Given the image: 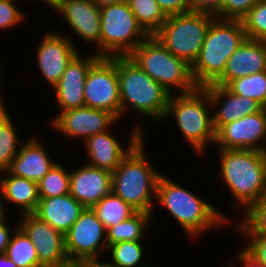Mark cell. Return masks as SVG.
<instances>
[{
	"label": "cell",
	"mask_w": 266,
	"mask_h": 267,
	"mask_svg": "<svg viewBox=\"0 0 266 267\" xmlns=\"http://www.w3.org/2000/svg\"><path fill=\"white\" fill-rule=\"evenodd\" d=\"M155 203L158 204L155 206L167 210L166 212L192 241H196L201 235L205 236V232L209 233L210 230L234 223V220L230 221L228 214L221 213L220 208H216L164 174L157 183Z\"/></svg>",
	"instance_id": "cell-1"
},
{
	"label": "cell",
	"mask_w": 266,
	"mask_h": 267,
	"mask_svg": "<svg viewBox=\"0 0 266 267\" xmlns=\"http://www.w3.org/2000/svg\"><path fill=\"white\" fill-rule=\"evenodd\" d=\"M218 149L217 175L235 198L234 209L244 213L266 193L265 152L252 149ZM241 207V208H240Z\"/></svg>",
	"instance_id": "cell-2"
},
{
	"label": "cell",
	"mask_w": 266,
	"mask_h": 267,
	"mask_svg": "<svg viewBox=\"0 0 266 267\" xmlns=\"http://www.w3.org/2000/svg\"><path fill=\"white\" fill-rule=\"evenodd\" d=\"M145 136L112 172V192L136 211L155 214L157 183L163 174L146 154Z\"/></svg>",
	"instance_id": "cell-3"
},
{
	"label": "cell",
	"mask_w": 266,
	"mask_h": 267,
	"mask_svg": "<svg viewBox=\"0 0 266 267\" xmlns=\"http://www.w3.org/2000/svg\"><path fill=\"white\" fill-rule=\"evenodd\" d=\"M117 74L121 121L127 117L128 111L134 110L145 119L162 123L171 94L145 73L129 56H117Z\"/></svg>",
	"instance_id": "cell-4"
},
{
	"label": "cell",
	"mask_w": 266,
	"mask_h": 267,
	"mask_svg": "<svg viewBox=\"0 0 266 267\" xmlns=\"http://www.w3.org/2000/svg\"><path fill=\"white\" fill-rule=\"evenodd\" d=\"M172 118L175 119L180 134L196 154L203 156L207 148L212 147L209 146L210 143H215L211 100L203 87L190 93L171 94L163 123Z\"/></svg>",
	"instance_id": "cell-5"
},
{
	"label": "cell",
	"mask_w": 266,
	"mask_h": 267,
	"mask_svg": "<svg viewBox=\"0 0 266 267\" xmlns=\"http://www.w3.org/2000/svg\"><path fill=\"white\" fill-rule=\"evenodd\" d=\"M241 20L214 18L191 74L198 87L212 85L224 72L227 59L246 39Z\"/></svg>",
	"instance_id": "cell-6"
},
{
	"label": "cell",
	"mask_w": 266,
	"mask_h": 267,
	"mask_svg": "<svg viewBox=\"0 0 266 267\" xmlns=\"http://www.w3.org/2000/svg\"><path fill=\"white\" fill-rule=\"evenodd\" d=\"M128 56L170 94L190 93L198 88L191 74V65L173 55L153 35Z\"/></svg>",
	"instance_id": "cell-7"
},
{
	"label": "cell",
	"mask_w": 266,
	"mask_h": 267,
	"mask_svg": "<svg viewBox=\"0 0 266 267\" xmlns=\"http://www.w3.org/2000/svg\"><path fill=\"white\" fill-rule=\"evenodd\" d=\"M100 21V57L128 56L150 36L126 0L100 8Z\"/></svg>",
	"instance_id": "cell-8"
},
{
	"label": "cell",
	"mask_w": 266,
	"mask_h": 267,
	"mask_svg": "<svg viewBox=\"0 0 266 267\" xmlns=\"http://www.w3.org/2000/svg\"><path fill=\"white\" fill-rule=\"evenodd\" d=\"M214 18L194 12L171 15L153 36L173 55L192 66L199 56L206 31Z\"/></svg>",
	"instance_id": "cell-9"
},
{
	"label": "cell",
	"mask_w": 266,
	"mask_h": 267,
	"mask_svg": "<svg viewBox=\"0 0 266 267\" xmlns=\"http://www.w3.org/2000/svg\"><path fill=\"white\" fill-rule=\"evenodd\" d=\"M83 92L85 106L111 112L121 121L117 56L100 57L90 67Z\"/></svg>",
	"instance_id": "cell-10"
},
{
	"label": "cell",
	"mask_w": 266,
	"mask_h": 267,
	"mask_svg": "<svg viewBox=\"0 0 266 267\" xmlns=\"http://www.w3.org/2000/svg\"><path fill=\"white\" fill-rule=\"evenodd\" d=\"M65 250L70 262L100 260L107 252L106 228L92 208H85L64 234ZM102 249V250H101ZM100 257V258H99Z\"/></svg>",
	"instance_id": "cell-11"
},
{
	"label": "cell",
	"mask_w": 266,
	"mask_h": 267,
	"mask_svg": "<svg viewBox=\"0 0 266 267\" xmlns=\"http://www.w3.org/2000/svg\"><path fill=\"white\" fill-rule=\"evenodd\" d=\"M56 133H61L73 141H86L90 136L110 130L120 120L111 112L88 106L68 109L50 118ZM119 120V121H118ZM113 125V126H112Z\"/></svg>",
	"instance_id": "cell-12"
},
{
	"label": "cell",
	"mask_w": 266,
	"mask_h": 267,
	"mask_svg": "<svg viewBox=\"0 0 266 267\" xmlns=\"http://www.w3.org/2000/svg\"><path fill=\"white\" fill-rule=\"evenodd\" d=\"M134 123L131 132H129V139L127 146L122 144V141L114 135L111 130L102 133H97L90 136L83 142L86 149L89 161L88 165L105 169L111 173L120 165L121 160L130 152V150L145 136L142 123ZM116 136V137H115Z\"/></svg>",
	"instance_id": "cell-13"
},
{
	"label": "cell",
	"mask_w": 266,
	"mask_h": 267,
	"mask_svg": "<svg viewBox=\"0 0 266 267\" xmlns=\"http://www.w3.org/2000/svg\"><path fill=\"white\" fill-rule=\"evenodd\" d=\"M46 31L36 51V64L42 78L51 89L62 77L67 64L79 52L69 34Z\"/></svg>",
	"instance_id": "cell-14"
},
{
	"label": "cell",
	"mask_w": 266,
	"mask_h": 267,
	"mask_svg": "<svg viewBox=\"0 0 266 267\" xmlns=\"http://www.w3.org/2000/svg\"><path fill=\"white\" fill-rule=\"evenodd\" d=\"M20 218L19 227L36 247L38 262L42 267H61L70 263L63 233L34 214H24Z\"/></svg>",
	"instance_id": "cell-15"
},
{
	"label": "cell",
	"mask_w": 266,
	"mask_h": 267,
	"mask_svg": "<svg viewBox=\"0 0 266 267\" xmlns=\"http://www.w3.org/2000/svg\"><path fill=\"white\" fill-rule=\"evenodd\" d=\"M214 146L220 149H252L264 152L266 108L221 126L216 131Z\"/></svg>",
	"instance_id": "cell-16"
},
{
	"label": "cell",
	"mask_w": 266,
	"mask_h": 267,
	"mask_svg": "<svg viewBox=\"0 0 266 267\" xmlns=\"http://www.w3.org/2000/svg\"><path fill=\"white\" fill-rule=\"evenodd\" d=\"M88 54L83 56L79 51L67 64L62 77L52 88L56 97L54 100L60 108L58 113L85 106V79L90 67L100 58L94 52Z\"/></svg>",
	"instance_id": "cell-17"
},
{
	"label": "cell",
	"mask_w": 266,
	"mask_h": 267,
	"mask_svg": "<svg viewBox=\"0 0 266 267\" xmlns=\"http://www.w3.org/2000/svg\"><path fill=\"white\" fill-rule=\"evenodd\" d=\"M64 18L73 35L97 48L94 53L100 56L101 21L100 8L91 0H61L54 10Z\"/></svg>",
	"instance_id": "cell-18"
},
{
	"label": "cell",
	"mask_w": 266,
	"mask_h": 267,
	"mask_svg": "<svg viewBox=\"0 0 266 267\" xmlns=\"http://www.w3.org/2000/svg\"><path fill=\"white\" fill-rule=\"evenodd\" d=\"M70 195L85 208H92L102 198L112 192V173L83 164L77 169H70Z\"/></svg>",
	"instance_id": "cell-19"
},
{
	"label": "cell",
	"mask_w": 266,
	"mask_h": 267,
	"mask_svg": "<svg viewBox=\"0 0 266 267\" xmlns=\"http://www.w3.org/2000/svg\"><path fill=\"white\" fill-rule=\"evenodd\" d=\"M210 96L215 131L246 115L260 112L264 107L257 101L232 93L226 86L203 87Z\"/></svg>",
	"instance_id": "cell-20"
},
{
	"label": "cell",
	"mask_w": 266,
	"mask_h": 267,
	"mask_svg": "<svg viewBox=\"0 0 266 267\" xmlns=\"http://www.w3.org/2000/svg\"><path fill=\"white\" fill-rule=\"evenodd\" d=\"M266 71V42L246 38L227 59L223 74L212 84L227 86L231 81Z\"/></svg>",
	"instance_id": "cell-21"
},
{
	"label": "cell",
	"mask_w": 266,
	"mask_h": 267,
	"mask_svg": "<svg viewBox=\"0 0 266 267\" xmlns=\"http://www.w3.org/2000/svg\"><path fill=\"white\" fill-rule=\"evenodd\" d=\"M28 137L25 142L23 141L8 171L15 176L38 183L58 161L50 157L47 146L42 141L43 137L38 139L34 134Z\"/></svg>",
	"instance_id": "cell-22"
},
{
	"label": "cell",
	"mask_w": 266,
	"mask_h": 267,
	"mask_svg": "<svg viewBox=\"0 0 266 267\" xmlns=\"http://www.w3.org/2000/svg\"><path fill=\"white\" fill-rule=\"evenodd\" d=\"M0 175V198L5 213L8 204H12L19 208L21 215L34 214L40 200L38 183L15 176L8 170L0 172Z\"/></svg>",
	"instance_id": "cell-23"
},
{
	"label": "cell",
	"mask_w": 266,
	"mask_h": 267,
	"mask_svg": "<svg viewBox=\"0 0 266 267\" xmlns=\"http://www.w3.org/2000/svg\"><path fill=\"white\" fill-rule=\"evenodd\" d=\"M84 209L85 207L68 193L56 197L40 198L34 215L65 234Z\"/></svg>",
	"instance_id": "cell-24"
},
{
	"label": "cell",
	"mask_w": 266,
	"mask_h": 267,
	"mask_svg": "<svg viewBox=\"0 0 266 267\" xmlns=\"http://www.w3.org/2000/svg\"><path fill=\"white\" fill-rule=\"evenodd\" d=\"M153 216V214L136 211L128 219L108 228L106 230L107 246L124 241H146L143 239L147 235L146 232L149 230Z\"/></svg>",
	"instance_id": "cell-25"
},
{
	"label": "cell",
	"mask_w": 266,
	"mask_h": 267,
	"mask_svg": "<svg viewBox=\"0 0 266 267\" xmlns=\"http://www.w3.org/2000/svg\"><path fill=\"white\" fill-rule=\"evenodd\" d=\"M10 112L7 107L0 112V172L9 169L23 143Z\"/></svg>",
	"instance_id": "cell-26"
},
{
	"label": "cell",
	"mask_w": 266,
	"mask_h": 267,
	"mask_svg": "<svg viewBox=\"0 0 266 267\" xmlns=\"http://www.w3.org/2000/svg\"><path fill=\"white\" fill-rule=\"evenodd\" d=\"M92 210L103 223L106 230L123 222L136 212L133 207L113 192L96 203Z\"/></svg>",
	"instance_id": "cell-27"
},
{
	"label": "cell",
	"mask_w": 266,
	"mask_h": 267,
	"mask_svg": "<svg viewBox=\"0 0 266 267\" xmlns=\"http://www.w3.org/2000/svg\"><path fill=\"white\" fill-rule=\"evenodd\" d=\"M5 254L18 267H42L36 247L20 227L13 233Z\"/></svg>",
	"instance_id": "cell-28"
},
{
	"label": "cell",
	"mask_w": 266,
	"mask_h": 267,
	"mask_svg": "<svg viewBox=\"0 0 266 267\" xmlns=\"http://www.w3.org/2000/svg\"><path fill=\"white\" fill-rule=\"evenodd\" d=\"M138 23L151 36L166 21L167 16L160 9L156 0H126Z\"/></svg>",
	"instance_id": "cell-29"
},
{
	"label": "cell",
	"mask_w": 266,
	"mask_h": 267,
	"mask_svg": "<svg viewBox=\"0 0 266 267\" xmlns=\"http://www.w3.org/2000/svg\"><path fill=\"white\" fill-rule=\"evenodd\" d=\"M144 241H124L107 248V254L112 259L106 262L113 267H144L142 265L144 251ZM141 264V265H140Z\"/></svg>",
	"instance_id": "cell-30"
},
{
	"label": "cell",
	"mask_w": 266,
	"mask_h": 267,
	"mask_svg": "<svg viewBox=\"0 0 266 267\" xmlns=\"http://www.w3.org/2000/svg\"><path fill=\"white\" fill-rule=\"evenodd\" d=\"M70 170L60 162L52 168L38 182L40 198L56 197L70 193Z\"/></svg>",
	"instance_id": "cell-31"
},
{
	"label": "cell",
	"mask_w": 266,
	"mask_h": 267,
	"mask_svg": "<svg viewBox=\"0 0 266 267\" xmlns=\"http://www.w3.org/2000/svg\"><path fill=\"white\" fill-rule=\"evenodd\" d=\"M226 87L232 93L253 99L266 108V71L237 78Z\"/></svg>",
	"instance_id": "cell-32"
},
{
	"label": "cell",
	"mask_w": 266,
	"mask_h": 267,
	"mask_svg": "<svg viewBox=\"0 0 266 267\" xmlns=\"http://www.w3.org/2000/svg\"><path fill=\"white\" fill-rule=\"evenodd\" d=\"M241 22L247 38L266 42V0L258 1Z\"/></svg>",
	"instance_id": "cell-33"
},
{
	"label": "cell",
	"mask_w": 266,
	"mask_h": 267,
	"mask_svg": "<svg viewBox=\"0 0 266 267\" xmlns=\"http://www.w3.org/2000/svg\"><path fill=\"white\" fill-rule=\"evenodd\" d=\"M240 214L239 221L252 234L266 235V193L258 202L252 204L244 213Z\"/></svg>",
	"instance_id": "cell-34"
},
{
	"label": "cell",
	"mask_w": 266,
	"mask_h": 267,
	"mask_svg": "<svg viewBox=\"0 0 266 267\" xmlns=\"http://www.w3.org/2000/svg\"><path fill=\"white\" fill-rule=\"evenodd\" d=\"M234 228L240 232L239 235L245 238L246 247L244 249L254 257L258 262L266 266V235L261 234H252L240 221L237 219V222L234 223Z\"/></svg>",
	"instance_id": "cell-35"
},
{
	"label": "cell",
	"mask_w": 266,
	"mask_h": 267,
	"mask_svg": "<svg viewBox=\"0 0 266 267\" xmlns=\"http://www.w3.org/2000/svg\"><path fill=\"white\" fill-rule=\"evenodd\" d=\"M16 0H0V29H15L26 20V14L15 3Z\"/></svg>",
	"instance_id": "cell-36"
},
{
	"label": "cell",
	"mask_w": 266,
	"mask_h": 267,
	"mask_svg": "<svg viewBox=\"0 0 266 267\" xmlns=\"http://www.w3.org/2000/svg\"><path fill=\"white\" fill-rule=\"evenodd\" d=\"M260 0H223L220 19L242 20Z\"/></svg>",
	"instance_id": "cell-37"
},
{
	"label": "cell",
	"mask_w": 266,
	"mask_h": 267,
	"mask_svg": "<svg viewBox=\"0 0 266 267\" xmlns=\"http://www.w3.org/2000/svg\"><path fill=\"white\" fill-rule=\"evenodd\" d=\"M223 0H190L191 12L203 13L220 18Z\"/></svg>",
	"instance_id": "cell-38"
},
{
	"label": "cell",
	"mask_w": 266,
	"mask_h": 267,
	"mask_svg": "<svg viewBox=\"0 0 266 267\" xmlns=\"http://www.w3.org/2000/svg\"><path fill=\"white\" fill-rule=\"evenodd\" d=\"M156 2L167 17L191 12L190 0H156Z\"/></svg>",
	"instance_id": "cell-39"
},
{
	"label": "cell",
	"mask_w": 266,
	"mask_h": 267,
	"mask_svg": "<svg viewBox=\"0 0 266 267\" xmlns=\"http://www.w3.org/2000/svg\"><path fill=\"white\" fill-rule=\"evenodd\" d=\"M7 215L0 221V254H5L7 246L10 244L11 237L15 230L19 227V224L12 230L9 226Z\"/></svg>",
	"instance_id": "cell-40"
},
{
	"label": "cell",
	"mask_w": 266,
	"mask_h": 267,
	"mask_svg": "<svg viewBox=\"0 0 266 267\" xmlns=\"http://www.w3.org/2000/svg\"><path fill=\"white\" fill-rule=\"evenodd\" d=\"M234 258L242 263L239 264L241 267H266L252 257L245 249H241L240 252H236V256Z\"/></svg>",
	"instance_id": "cell-41"
},
{
	"label": "cell",
	"mask_w": 266,
	"mask_h": 267,
	"mask_svg": "<svg viewBox=\"0 0 266 267\" xmlns=\"http://www.w3.org/2000/svg\"><path fill=\"white\" fill-rule=\"evenodd\" d=\"M79 267H113L110 266L106 261L101 260H86L79 261Z\"/></svg>",
	"instance_id": "cell-42"
},
{
	"label": "cell",
	"mask_w": 266,
	"mask_h": 267,
	"mask_svg": "<svg viewBox=\"0 0 266 267\" xmlns=\"http://www.w3.org/2000/svg\"><path fill=\"white\" fill-rule=\"evenodd\" d=\"M98 8H102L108 5L117 4L125 0H91Z\"/></svg>",
	"instance_id": "cell-43"
},
{
	"label": "cell",
	"mask_w": 266,
	"mask_h": 267,
	"mask_svg": "<svg viewBox=\"0 0 266 267\" xmlns=\"http://www.w3.org/2000/svg\"><path fill=\"white\" fill-rule=\"evenodd\" d=\"M0 267H18L12 260H10L6 254H0Z\"/></svg>",
	"instance_id": "cell-44"
},
{
	"label": "cell",
	"mask_w": 266,
	"mask_h": 267,
	"mask_svg": "<svg viewBox=\"0 0 266 267\" xmlns=\"http://www.w3.org/2000/svg\"><path fill=\"white\" fill-rule=\"evenodd\" d=\"M38 1H41V0H38ZM42 2L47 4V6L51 7L54 11L60 5L61 0H42Z\"/></svg>",
	"instance_id": "cell-45"
},
{
	"label": "cell",
	"mask_w": 266,
	"mask_h": 267,
	"mask_svg": "<svg viewBox=\"0 0 266 267\" xmlns=\"http://www.w3.org/2000/svg\"><path fill=\"white\" fill-rule=\"evenodd\" d=\"M7 214L4 211L3 205H2V201L0 198V221L6 216Z\"/></svg>",
	"instance_id": "cell-46"
},
{
	"label": "cell",
	"mask_w": 266,
	"mask_h": 267,
	"mask_svg": "<svg viewBox=\"0 0 266 267\" xmlns=\"http://www.w3.org/2000/svg\"><path fill=\"white\" fill-rule=\"evenodd\" d=\"M61 267H79V262H70L64 266Z\"/></svg>",
	"instance_id": "cell-47"
},
{
	"label": "cell",
	"mask_w": 266,
	"mask_h": 267,
	"mask_svg": "<svg viewBox=\"0 0 266 267\" xmlns=\"http://www.w3.org/2000/svg\"><path fill=\"white\" fill-rule=\"evenodd\" d=\"M5 100L0 97V112L6 107Z\"/></svg>",
	"instance_id": "cell-48"
},
{
	"label": "cell",
	"mask_w": 266,
	"mask_h": 267,
	"mask_svg": "<svg viewBox=\"0 0 266 267\" xmlns=\"http://www.w3.org/2000/svg\"><path fill=\"white\" fill-rule=\"evenodd\" d=\"M1 71H2V70L0 69V73H2ZM1 75H2V74H0V80H2V76H1ZM0 82H1V81H0ZM1 84H2V82L0 83V90H1V88H2V87H1ZM1 94H2V93H0V97H2V99H3V96H1Z\"/></svg>",
	"instance_id": "cell-49"
},
{
	"label": "cell",
	"mask_w": 266,
	"mask_h": 267,
	"mask_svg": "<svg viewBox=\"0 0 266 267\" xmlns=\"http://www.w3.org/2000/svg\"><path fill=\"white\" fill-rule=\"evenodd\" d=\"M228 267H241V266H239L238 264H237V266H235V264H230V266H228Z\"/></svg>",
	"instance_id": "cell-50"
}]
</instances>
